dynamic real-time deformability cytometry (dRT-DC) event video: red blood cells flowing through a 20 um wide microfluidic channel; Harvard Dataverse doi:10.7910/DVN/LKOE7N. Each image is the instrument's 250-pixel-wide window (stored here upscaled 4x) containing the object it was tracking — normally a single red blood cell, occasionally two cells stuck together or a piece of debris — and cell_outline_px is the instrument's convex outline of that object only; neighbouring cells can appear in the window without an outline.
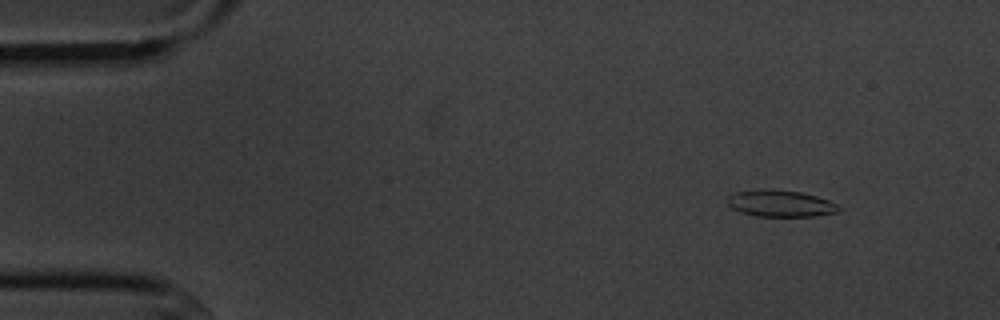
{"species": "common noctule bat (a hibernating species)", "species_latin": "Nyctalus noctula", "temperature_condition": "cold", "stored_images_in_passage": 4, "camera_frame_rate_fps": 3000, "um_per_image_px": 0.085, "animal": {"sex": "male", "body_mass_g": 20.1, "forearm_length_mm": 53.5}, "frame": {"image": 1, "passage_image": 2, "time_ms": 1.333, "image_size_px": [1000, 320], "cell_outline_px": [[840, 208], [836, 212], [816, 216], [756, 216], [740, 212], [732, 208], [728, 204], [728, 196], [736, 192], [764, 188], [772, 188], [800, 192], [816, 196], [828, 200], [836, 204]], "centroid_in_image_um": [66.31, 17.28], "position_along_channel_um": 18.7, "area_um2": 17.28}}